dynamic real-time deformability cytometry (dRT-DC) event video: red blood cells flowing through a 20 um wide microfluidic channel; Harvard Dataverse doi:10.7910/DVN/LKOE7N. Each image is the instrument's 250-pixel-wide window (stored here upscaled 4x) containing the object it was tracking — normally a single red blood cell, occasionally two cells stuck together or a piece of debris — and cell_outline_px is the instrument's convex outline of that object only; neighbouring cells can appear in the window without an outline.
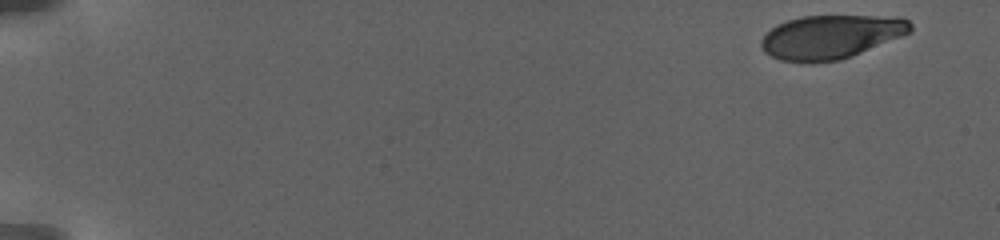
{"species": "human", "species_latin": "Homo sapiens", "temperature_condition": "warm", "stored_images_in_passage": 35, "camera_frame_rate_fps": 3000, "um_per_image_px": 0.085, "donor": {"sex": "female"}, "frame": {"image": 1, "passage_image": 1, "time_ms": 0.0, "image_size_px": [1000, 240], "cell_outline_px": [[912, 28], [908, 32], [900, 36], [840, 60], [804, 64], [780, 60], [764, 52], [760, 44], [760, 40], [776, 24], [788, 20], [804, 16], [896, 16], [908, 20], [912, 24]], "centroid_in_image_um": [70.56, 3.14], "position_along_channel_um": 14.4, "area_um2": 37.86}}
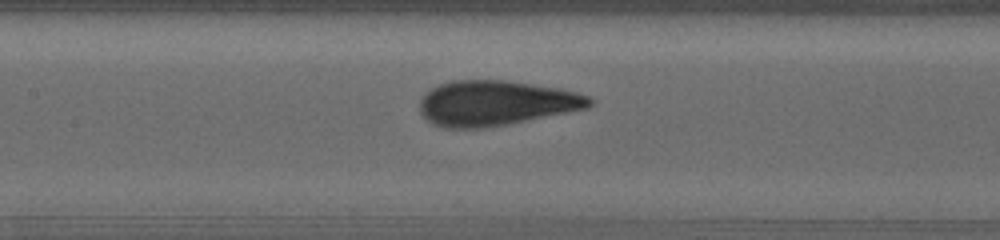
{"frame": {"image": 2, "passage_image": 20, "time_ms": 11.333, "image_size_px": [1000, 240], "cell_outline_px": [[592, 104], [588, 108], [508, 124], [484, 128], [444, 128], [432, 124], [420, 112], [420, 100], [432, 88], [440, 84], [452, 80], [504, 80], [560, 88], [576, 92], [588, 96], [592, 100]], "centroid_in_image_um": [42.14, 8.77], "position_along_channel_um": 165.3, "area_um2": 44.45}}
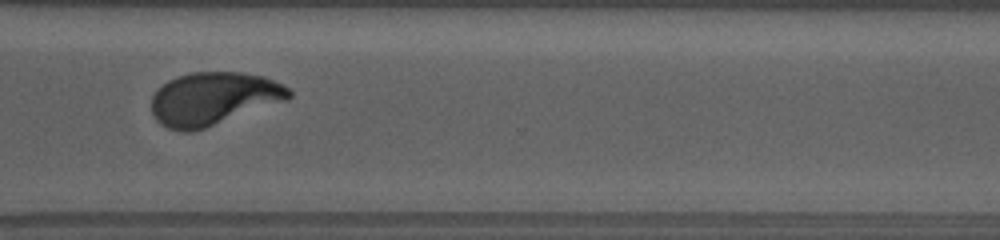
{"frame": {"image": 3, "passage_image": 31, "time_ms": 18.0, "image_size_px": [1000, 240], "cell_outline_px": [[292, 96], [284, 100], [204, 128], [192, 132], [180, 132], [168, 128], [160, 124], [152, 116], [152, 96], [156, 88], [168, 80], [176, 76], [192, 72], [240, 72], [264, 76], [288, 88], [292, 92]], "centroid_in_image_um": [18.06, 8.38], "position_along_channel_um": 352.5, "area_um2": 42.14}, "authors_computed_cell_mechanics": {"area_um2": 42.3674, "velocity_mm_per_s": 2.8194, "shape_relaxation_time_tau1_ms": 5.7723, "shape_relaxation_time_tau2_ms": null, "deformation_change_tau1": 0.2081, "deformation_change_tau2": null}}